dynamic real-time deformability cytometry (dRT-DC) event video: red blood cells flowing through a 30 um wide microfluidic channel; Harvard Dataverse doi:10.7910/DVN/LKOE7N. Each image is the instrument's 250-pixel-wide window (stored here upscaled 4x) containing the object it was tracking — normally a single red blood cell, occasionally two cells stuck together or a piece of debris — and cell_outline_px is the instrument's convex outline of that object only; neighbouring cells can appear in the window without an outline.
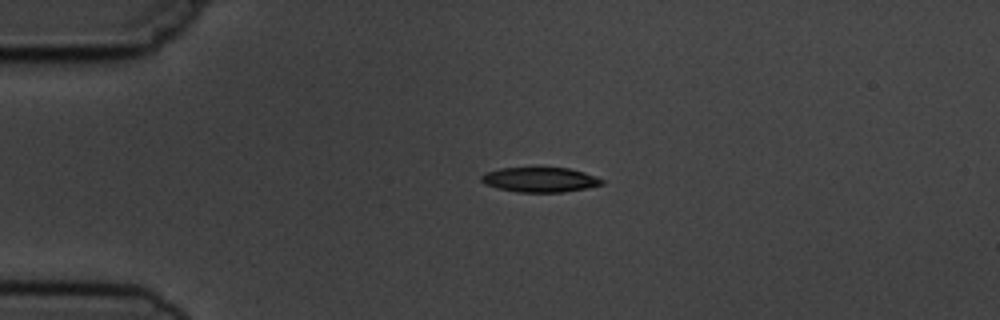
{"species": "common noctule bat (a hibernating species)", "species_latin": "Nyctalus noctula", "temperature_condition": "cold", "stored_images_in_passage": 4, "camera_frame_rate_fps": 3000, "um_per_image_px": 0.085, "animal": {"sex": "male", "body_mass_g": 19.5, "forearm_length_mm": 54.6}, "frame": {"image": 1, "passage_image": 2, "time_ms": 1.0, "image_size_px": [1000, 320], "cell_outline_px": [[604, 184], [584, 188], [560, 192], [520, 192], [496, 188], [484, 184], [480, 180], [480, 176], [484, 172], [500, 168], [568, 168], [584, 172], [596, 176], [604, 180]], "centroid_in_image_um": [45.85, 15.27], "position_along_channel_um": 39.1, "area_um2": 17.4}}
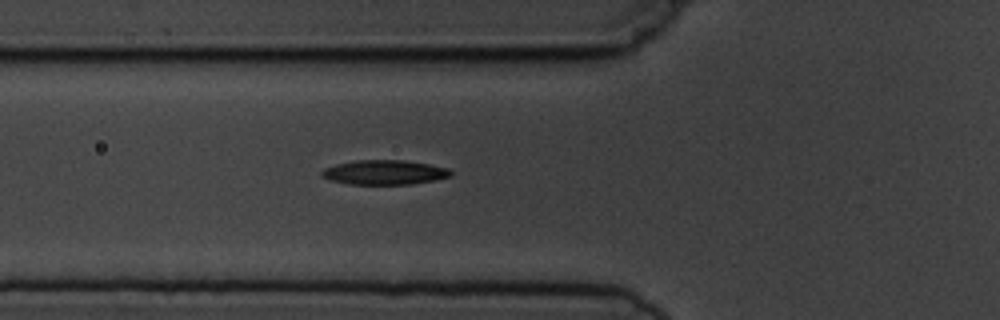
{"frame": {"image": 2, "passage_image": 4, "time_ms": 3.333, "image_size_px": [1000, 320], "cell_outline_px": [[452, 176], [412, 184], [348, 184], [332, 180], [320, 176], [320, 172], [324, 168], [336, 164], [356, 160], [404, 160], [428, 164], [448, 168], [452, 172]], "centroid_in_image_um": [32.65, 14.64], "position_along_channel_um": 93.1, "area_um2": 18.38}}